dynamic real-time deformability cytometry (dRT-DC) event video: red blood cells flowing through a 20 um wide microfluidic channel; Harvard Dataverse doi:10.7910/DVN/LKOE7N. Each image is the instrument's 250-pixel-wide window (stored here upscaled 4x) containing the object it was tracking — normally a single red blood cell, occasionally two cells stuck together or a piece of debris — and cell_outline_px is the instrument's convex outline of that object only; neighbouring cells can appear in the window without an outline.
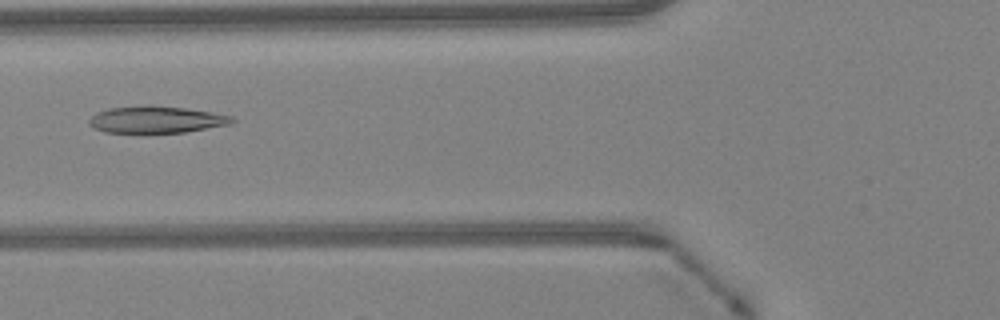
{"species": "Egyptian fruit bat (a non-hibernating species)", "species_latin": "Rousettus aegyptiacus", "temperature_condition": "warm", "stored_images_in_passage": 47, "camera_frame_rate_fps": 3000, "um_per_image_px": 0.085, "animal": {"sex": "female"}, "frame": {"image": 1, "passage_image": 18, "time_ms": 5.667, "image_size_px": [1000, 320], "cell_outline_px": [[236, 120], [232, 124], [184, 132], [104, 132], [92, 128], [88, 124], [88, 120], [96, 112], [108, 108], [144, 104], [184, 108], [212, 112], [232, 116]], "centroid_in_image_um": [13.25, 10.15], "position_along_channel_um": 112.5, "area_um2": 22.54}}
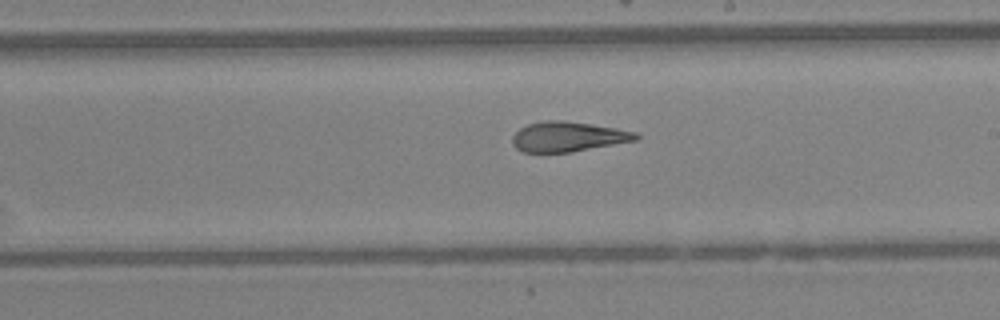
{"frame": {"image": 2, "passage_image": 27, "time_ms": 8.667, "image_size_px": [1000, 320], "cell_outline_px": [[640, 140], [568, 152], [524, 152], [516, 148], [512, 144], [512, 136], [520, 128], [528, 124], [544, 120], [564, 120], [592, 124], [616, 128], [636, 132], [640, 136]], "centroid_in_image_um": [48.3, 11.61], "position_along_channel_um": 240.7, "area_um2": 21.62}}
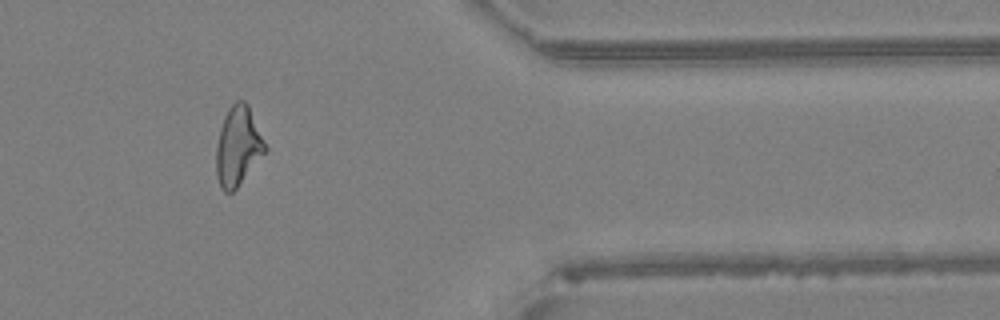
{"frame": {"image": 3, "passage_image": 39, "time_ms": 12.667, "image_size_px": [1000, 320], "cell_outline_px": [[268, 152], [236, 188], [232, 192], [224, 192], [220, 188], [216, 176], [216, 148], [220, 128], [224, 116], [228, 108], [236, 100], [244, 100], [248, 104], [268, 148]], "centroid_in_image_um": [20.24, 12.44], "position_along_channel_um": 391.2, "area_um2": 22.95}, "authors_computed_cell_mechanics": {"area_um2": 23.1778, "velocity_mm_per_s": 4.2896, "shape_relaxation_time_tau1_ms": null, "shape_relaxation_time_tau2_ms": 1.9358, "deformation_change_tau1": null, "deformation_change_tau2": 0.1123}}